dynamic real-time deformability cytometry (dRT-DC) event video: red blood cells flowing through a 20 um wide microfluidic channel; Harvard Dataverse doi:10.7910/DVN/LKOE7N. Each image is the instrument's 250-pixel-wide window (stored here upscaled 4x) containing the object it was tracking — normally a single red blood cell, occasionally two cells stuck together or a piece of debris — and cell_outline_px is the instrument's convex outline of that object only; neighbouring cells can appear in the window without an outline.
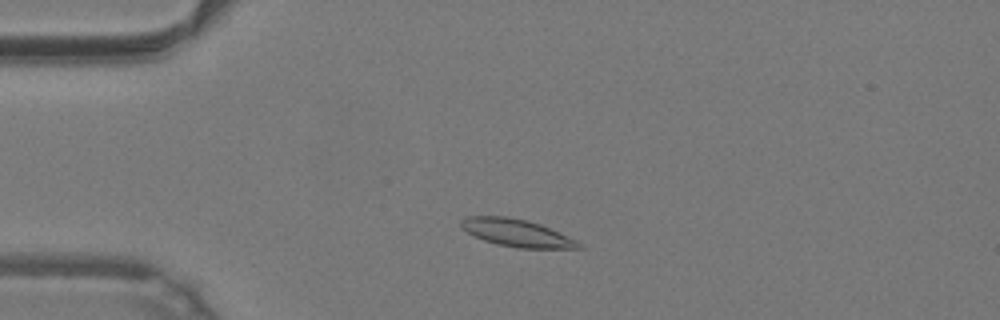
{"species": "common noctule bat (a hibernating species)", "species_latin": "Nyctalus noctula", "temperature_condition": "warm", "stored_images_in_passage": 41, "camera_frame_rate_fps": 3000, "um_per_image_px": 0.085, "animal": {"sex": "male", "body_mass_g": 19.2, "forearm_length_mm": 51.8}, "frame": {"image": 1, "passage_image": 4, "time_ms": 1.0, "image_size_px": [1000, 320], "cell_outline_px": [[584, 248], [516, 248], [496, 244], [484, 240], [468, 232], [460, 224], [460, 220], [468, 216], [508, 216], [528, 220], [540, 224], [576, 240]], "centroid_in_image_um": [43.91, 19.79], "position_along_channel_um": 41.1, "area_um2": 18.61}}
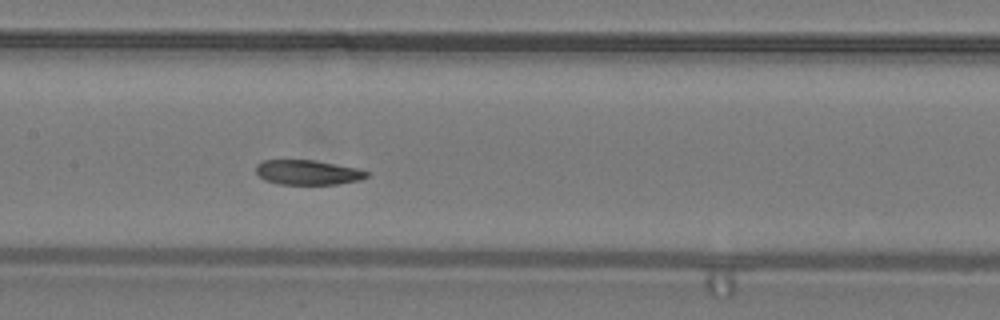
{"frame": {"image": 2, "passage_image": 16, "time_ms": 5.0, "image_size_px": [1000, 320], "cell_outline_px": [[368, 176], [360, 180], [336, 184], [280, 184], [264, 180], [256, 172], [256, 164], [260, 160], [316, 160], [356, 168], [368, 172]], "centroid_in_image_um": [26.13, 14.64], "position_along_channel_um": 181.3, "area_um2": 15.95}}
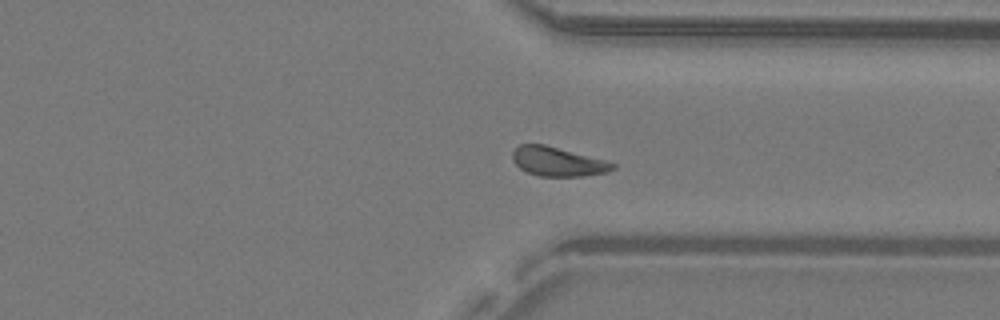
{"frame": {"image": 3, "passage_image": 29, "time_ms": 9.333, "image_size_px": [1000, 320], "cell_outline_px": [[616, 168], [608, 172], [580, 176], [540, 176], [528, 172], [520, 168], [512, 160], [512, 152], [520, 144], [544, 144], [604, 160], [616, 164]], "centroid_in_image_um": [47.4, 13.74], "position_along_channel_um": 364.0, "area_um2": 16.82}, "authors_computed_cell_mechanics": {"area_um2": 17.3978, "velocity_mm_per_s": 4.2279, "shape_relaxation_time_tau1_ms": 3.6877, "shape_relaxation_time_tau2_ms": 2.0752, "deformation_change_tau1": 0.116, "deformation_change_tau2": 0.0652}}